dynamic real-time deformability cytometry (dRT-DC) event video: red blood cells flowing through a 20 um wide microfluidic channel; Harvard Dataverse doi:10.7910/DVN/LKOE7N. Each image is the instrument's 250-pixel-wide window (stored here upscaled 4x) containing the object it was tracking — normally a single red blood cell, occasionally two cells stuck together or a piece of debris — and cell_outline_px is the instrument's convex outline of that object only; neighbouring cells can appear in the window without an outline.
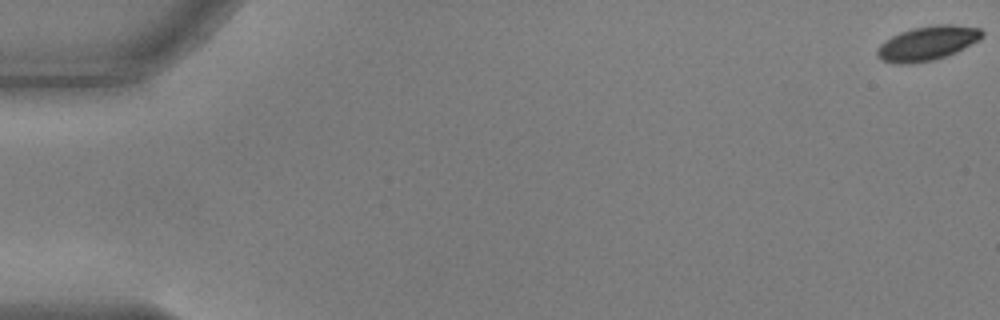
{"species": "common noctule bat (a hibernating species)", "species_latin": "Nyctalus noctula", "temperature_condition": "warm", "stored_images_in_passage": 57, "camera_frame_rate_fps": 3000, "um_per_image_px": 0.085, "animal": {"sex": "male", "body_mass_g": 17.9, "forearm_length_mm": 54.2}, "frame": {"image": 1, "passage_image": 1, "time_ms": 0.0, "image_size_px": [1000, 320], "cell_outline_px": [[984, 36], [980, 40], [956, 52], [932, 60], [912, 64], [896, 64], [880, 60], [876, 56], [876, 52], [880, 44], [884, 40], [900, 32], [912, 28], [936, 24], [952, 24], [980, 28], [984, 32]], "centroid_in_image_um": [78.82, 3.67], "position_along_channel_um": 6.2, "area_um2": 21.21}}
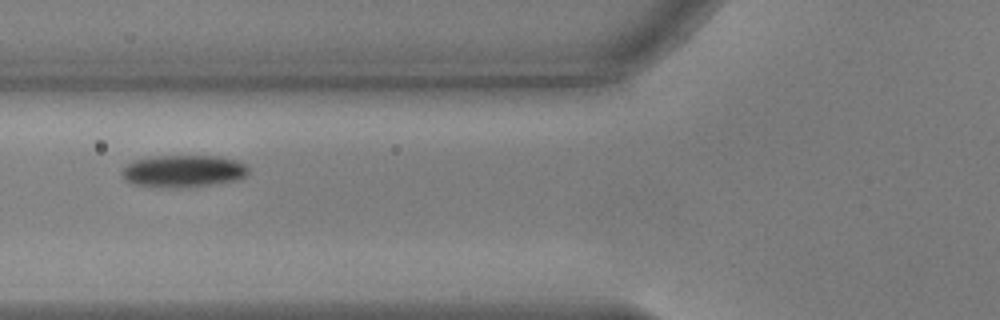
{"frame": {"image": 2, "passage_image": 23, "time_ms": 7.333, "image_size_px": [1000, 320], "cell_outline_px": [[248, 172], [244, 176], [236, 180], [212, 184], [136, 184], [128, 180], [120, 172], [128, 164], [136, 160], [156, 156], [220, 156], [236, 160], [244, 164], [248, 168]], "centroid_in_image_um": [15.66, 14.47], "position_along_channel_um": 110.1, "area_um2": 22.14}}
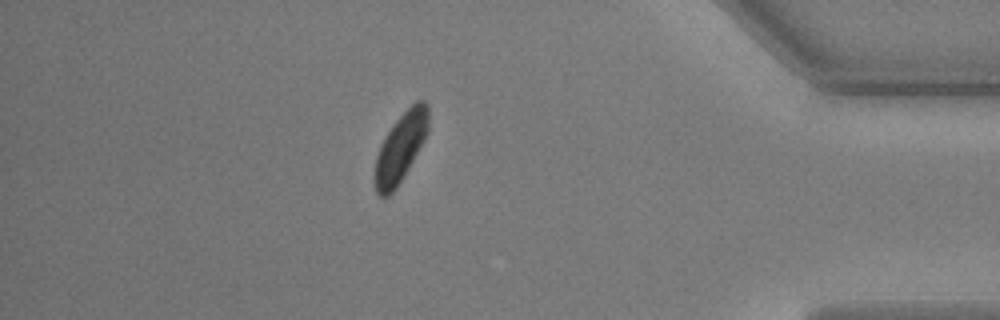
{"frame": {"image": 3, "passage_image": 50, "time_ms": 16.333, "image_size_px": [1000, 320], "cell_outline_px": [[428, 132], [424, 140], [404, 176], [396, 188], [388, 196], [380, 196], [376, 192], [372, 180], [372, 176], [376, 156], [380, 144], [392, 124], [416, 100], [424, 100], [428, 104]], "centroid_in_image_um": [34.01, 12.57], "position_along_channel_um": 401.2, "area_um2": 21.79}, "authors_computed_cell_mechanics": {"area_um2": 22.3686, "velocity_mm_per_s": 3.6365, "shape_relaxation_time_tau1_ms": 3.5431, "shape_relaxation_time_tau2_ms": null, "deformation_change_tau1": 0.1292, "deformation_change_tau2": null}}